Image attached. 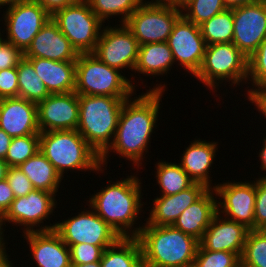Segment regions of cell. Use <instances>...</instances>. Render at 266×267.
Listing matches in <instances>:
<instances>
[{
  "mask_svg": "<svg viewBox=\"0 0 266 267\" xmlns=\"http://www.w3.org/2000/svg\"><path fill=\"white\" fill-rule=\"evenodd\" d=\"M153 87L138 97L134 96L135 99L132 97L124 102L113 142L100 156L101 167L108 163V154L112 151L132 161L138 169L142 165L153 129L157 127L161 97L166 91L165 83Z\"/></svg>",
  "mask_w": 266,
  "mask_h": 267,
  "instance_id": "obj_1",
  "label": "cell"
},
{
  "mask_svg": "<svg viewBox=\"0 0 266 267\" xmlns=\"http://www.w3.org/2000/svg\"><path fill=\"white\" fill-rule=\"evenodd\" d=\"M136 175H128L106 185L89 198L91 207L120 237H136L142 226L134 227L141 215V181ZM141 184V185H140ZM138 217V218H137ZM134 227V229H133Z\"/></svg>",
  "mask_w": 266,
  "mask_h": 267,
  "instance_id": "obj_2",
  "label": "cell"
},
{
  "mask_svg": "<svg viewBox=\"0 0 266 267\" xmlns=\"http://www.w3.org/2000/svg\"><path fill=\"white\" fill-rule=\"evenodd\" d=\"M136 238L144 267H193L199 240L172 225H142Z\"/></svg>",
  "mask_w": 266,
  "mask_h": 267,
  "instance_id": "obj_3",
  "label": "cell"
},
{
  "mask_svg": "<svg viewBox=\"0 0 266 267\" xmlns=\"http://www.w3.org/2000/svg\"><path fill=\"white\" fill-rule=\"evenodd\" d=\"M129 98L79 95L77 131L99 156L112 144L122 106Z\"/></svg>",
  "mask_w": 266,
  "mask_h": 267,
  "instance_id": "obj_4",
  "label": "cell"
},
{
  "mask_svg": "<svg viewBox=\"0 0 266 267\" xmlns=\"http://www.w3.org/2000/svg\"><path fill=\"white\" fill-rule=\"evenodd\" d=\"M40 151L64 178L69 171L88 170L103 173L100 156L77 130H54L40 133ZM100 171V172H99Z\"/></svg>",
  "mask_w": 266,
  "mask_h": 267,
  "instance_id": "obj_5",
  "label": "cell"
},
{
  "mask_svg": "<svg viewBox=\"0 0 266 267\" xmlns=\"http://www.w3.org/2000/svg\"><path fill=\"white\" fill-rule=\"evenodd\" d=\"M120 70L101 62L93 53L76 60L75 90L78 95L131 97L135 86Z\"/></svg>",
  "mask_w": 266,
  "mask_h": 267,
  "instance_id": "obj_6",
  "label": "cell"
},
{
  "mask_svg": "<svg viewBox=\"0 0 266 267\" xmlns=\"http://www.w3.org/2000/svg\"><path fill=\"white\" fill-rule=\"evenodd\" d=\"M194 77L212 91L219 89L225 80L238 87L241 82H247L248 58L233 42L206 46L203 62Z\"/></svg>",
  "mask_w": 266,
  "mask_h": 267,
  "instance_id": "obj_7",
  "label": "cell"
},
{
  "mask_svg": "<svg viewBox=\"0 0 266 267\" xmlns=\"http://www.w3.org/2000/svg\"><path fill=\"white\" fill-rule=\"evenodd\" d=\"M51 18L78 54L93 53L103 22L94 14L86 0H76L73 4L56 10Z\"/></svg>",
  "mask_w": 266,
  "mask_h": 267,
  "instance_id": "obj_8",
  "label": "cell"
},
{
  "mask_svg": "<svg viewBox=\"0 0 266 267\" xmlns=\"http://www.w3.org/2000/svg\"><path fill=\"white\" fill-rule=\"evenodd\" d=\"M181 16V10L167 3L143 2L124 24L139 45L167 42Z\"/></svg>",
  "mask_w": 266,
  "mask_h": 267,
  "instance_id": "obj_9",
  "label": "cell"
},
{
  "mask_svg": "<svg viewBox=\"0 0 266 267\" xmlns=\"http://www.w3.org/2000/svg\"><path fill=\"white\" fill-rule=\"evenodd\" d=\"M6 7L2 17L7 32L5 41L24 53L51 14L33 0L20 1Z\"/></svg>",
  "mask_w": 266,
  "mask_h": 267,
  "instance_id": "obj_10",
  "label": "cell"
},
{
  "mask_svg": "<svg viewBox=\"0 0 266 267\" xmlns=\"http://www.w3.org/2000/svg\"><path fill=\"white\" fill-rule=\"evenodd\" d=\"M55 196L54 193L34 189L26 196L15 198L2 217L3 224L6 226L5 223L9 222L16 226H24L23 233L55 230L56 223L42 226L43 221L48 220L54 213L57 204Z\"/></svg>",
  "mask_w": 266,
  "mask_h": 267,
  "instance_id": "obj_11",
  "label": "cell"
},
{
  "mask_svg": "<svg viewBox=\"0 0 266 267\" xmlns=\"http://www.w3.org/2000/svg\"><path fill=\"white\" fill-rule=\"evenodd\" d=\"M90 210V211H89ZM76 216L57 222L55 231L70 247L89 243L95 246H112L121 237L92 208Z\"/></svg>",
  "mask_w": 266,
  "mask_h": 267,
  "instance_id": "obj_12",
  "label": "cell"
},
{
  "mask_svg": "<svg viewBox=\"0 0 266 267\" xmlns=\"http://www.w3.org/2000/svg\"><path fill=\"white\" fill-rule=\"evenodd\" d=\"M233 9L232 42L249 58L266 38V0H246Z\"/></svg>",
  "mask_w": 266,
  "mask_h": 267,
  "instance_id": "obj_13",
  "label": "cell"
},
{
  "mask_svg": "<svg viewBox=\"0 0 266 267\" xmlns=\"http://www.w3.org/2000/svg\"><path fill=\"white\" fill-rule=\"evenodd\" d=\"M113 27V28H112ZM93 54L103 63L118 70H134L139 52V43L125 24L106 28L103 25Z\"/></svg>",
  "mask_w": 266,
  "mask_h": 267,
  "instance_id": "obj_14",
  "label": "cell"
},
{
  "mask_svg": "<svg viewBox=\"0 0 266 267\" xmlns=\"http://www.w3.org/2000/svg\"><path fill=\"white\" fill-rule=\"evenodd\" d=\"M214 185L218 199L221 198L217 201L218 213L223 214L228 220L244 224L250 230H254L256 180L254 182L234 180L233 183L230 181Z\"/></svg>",
  "mask_w": 266,
  "mask_h": 267,
  "instance_id": "obj_15",
  "label": "cell"
},
{
  "mask_svg": "<svg viewBox=\"0 0 266 267\" xmlns=\"http://www.w3.org/2000/svg\"><path fill=\"white\" fill-rule=\"evenodd\" d=\"M174 61L195 76L203 62L206 43L198 25L181 16L167 39Z\"/></svg>",
  "mask_w": 266,
  "mask_h": 267,
  "instance_id": "obj_16",
  "label": "cell"
},
{
  "mask_svg": "<svg viewBox=\"0 0 266 267\" xmlns=\"http://www.w3.org/2000/svg\"><path fill=\"white\" fill-rule=\"evenodd\" d=\"M40 133L54 130H77L79 95L76 92L50 94L37 104Z\"/></svg>",
  "mask_w": 266,
  "mask_h": 267,
  "instance_id": "obj_17",
  "label": "cell"
},
{
  "mask_svg": "<svg viewBox=\"0 0 266 267\" xmlns=\"http://www.w3.org/2000/svg\"><path fill=\"white\" fill-rule=\"evenodd\" d=\"M0 128L12 138L40 134L37 104L21 97L0 99Z\"/></svg>",
  "mask_w": 266,
  "mask_h": 267,
  "instance_id": "obj_18",
  "label": "cell"
},
{
  "mask_svg": "<svg viewBox=\"0 0 266 267\" xmlns=\"http://www.w3.org/2000/svg\"><path fill=\"white\" fill-rule=\"evenodd\" d=\"M78 55L52 18L35 35L30 46L23 53L25 58H44L54 61H76Z\"/></svg>",
  "mask_w": 266,
  "mask_h": 267,
  "instance_id": "obj_19",
  "label": "cell"
},
{
  "mask_svg": "<svg viewBox=\"0 0 266 267\" xmlns=\"http://www.w3.org/2000/svg\"><path fill=\"white\" fill-rule=\"evenodd\" d=\"M249 230L244 224L223 218L217 213L199 244L205 250L228 251L241 257Z\"/></svg>",
  "mask_w": 266,
  "mask_h": 267,
  "instance_id": "obj_20",
  "label": "cell"
},
{
  "mask_svg": "<svg viewBox=\"0 0 266 267\" xmlns=\"http://www.w3.org/2000/svg\"><path fill=\"white\" fill-rule=\"evenodd\" d=\"M22 236L38 267H72L70 249L55 230L27 232Z\"/></svg>",
  "mask_w": 266,
  "mask_h": 267,
  "instance_id": "obj_21",
  "label": "cell"
},
{
  "mask_svg": "<svg viewBox=\"0 0 266 267\" xmlns=\"http://www.w3.org/2000/svg\"><path fill=\"white\" fill-rule=\"evenodd\" d=\"M208 188L201 183H194L188 189L174 195H160L153 200V207L143 225L171 226L179 215L196 200H198Z\"/></svg>",
  "mask_w": 266,
  "mask_h": 267,
  "instance_id": "obj_22",
  "label": "cell"
},
{
  "mask_svg": "<svg viewBox=\"0 0 266 267\" xmlns=\"http://www.w3.org/2000/svg\"><path fill=\"white\" fill-rule=\"evenodd\" d=\"M214 192V188L208 189L179 215L172 226L200 241L205 230L218 213V200L217 196L214 197L216 195Z\"/></svg>",
  "mask_w": 266,
  "mask_h": 267,
  "instance_id": "obj_23",
  "label": "cell"
},
{
  "mask_svg": "<svg viewBox=\"0 0 266 267\" xmlns=\"http://www.w3.org/2000/svg\"><path fill=\"white\" fill-rule=\"evenodd\" d=\"M26 59L33 65L49 94H64L75 90L76 61Z\"/></svg>",
  "mask_w": 266,
  "mask_h": 267,
  "instance_id": "obj_24",
  "label": "cell"
},
{
  "mask_svg": "<svg viewBox=\"0 0 266 267\" xmlns=\"http://www.w3.org/2000/svg\"><path fill=\"white\" fill-rule=\"evenodd\" d=\"M191 142L182 154L179 164L195 183L204 184L208 189H212L209 169L215 160L218 144L201 139Z\"/></svg>",
  "mask_w": 266,
  "mask_h": 267,
  "instance_id": "obj_25",
  "label": "cell"
},
{
  "mask_svg": "<svg viewBox=\"0 0 266 267\" xmlns=\"http://www.w3.org/2000/svg\"><path fill=\"white\" fill-rule=\"evenodd\" d=\"M175 64L172 51L167 42L143 44L139 47L134 71L147 76L166 74Z\"/></svg>",
  "mask_w": 266,
  "mask_h": 267,
  "instance_id": "obj_26",
  "label": "cell"
},
{
  "mask_svg": "<svg viewBox=\"0 0 266 267\" xmlns=\"http://www.w3.org/2000/svg\"><path fill=\"white\" fill-rule=\"evenodd\" d=\"M19 168L31 181L34 189L57 195L63 178L40 150L22 163Z\"/></svg>",
  "mask_w": 266,
  "mask_h": 267,
  "instance_id": "obj_27",
  "label": "cell"
},
{
  "mask_svg": "<svg viewBox=\"0 0 266 267\" xmlns=\"http://www.w3.org/2000/svg\"><path fill=\"white\" fill-rule=\"evenodd\" d=\"M101 267H144L142 251L136 237H121L102 254Z\"/></svg>",
  "mask_w": 266,
  "mask_h": 267,
  "instance_id": "obj_28",
  "label": "cell"
},
{
  "mask_svg": "<svg viewBox=\"0 0 266 267\" xmlns=\"http://www.w3.org/2000/svg\"><path fill=\"white\" fill-rule=\"evenodd\" d=\"M156 179L161 195H174L191 187L195 182L178 163L156 162Z\"/></svg>",
  "mask_w": 266,
  "mask_h": 267,
  "instance_id": "obj_29",
  "label": "cell"
},
{
  "mask_svg": "<svg viewBox=\"0 0 266 267\" xmlns=\"http://www.w3.org/2000/svg\"><path fill=\"white\" fill-rule=\"evenodd\" d=\"M19 97L38 104L50 94L33 65L23 57L17 65Z\"/></svg>",
  "mask_w": 266,
  "mask_h": 267,
  "instance_id": "obj_30",
  "label": "cell"
},
{
  "mask_svg": "<svg viewBox=\"0 0 266 267\" xmlns=\"http://www.w3.org/2000/svg\"><path fill=\"white\" fill-rule=\"evenodd\" d=\"M233 26V9L231 7L199 25L201 35L207 46L218 43H232Z\"/></svg>",
  "mask_w": 266,
  "mask_h": 267,
  "instance_id": "obj_31",
  "label": "cell"
},
{
  "mask_svg": "<svg viewBox=\"0 0 266 267\" xmlns=\"http://www.w3.org/2000/svg\"><path fill=\"white\" fill-rule=\"evenodd\" d=\"M94 14L103 22L119 16L121 24L143 3L142 0H86ZM121 16V18H120Z\"/></svg>",
  "mask_w": 266,
  "mask_h": 267,
  "instance_id": "obj_32",
  "label": "cell"
},
{
  "mask_svg": "<svg viewBox=\"0 0 266 267\" xmlns=\"http://www.w3.org/2000/svg\"><path fill=\"white\" fill-rule=\"evenodd\" d=\"M40 150V134L12 138L5 161L9 167H19Z\"/></svg>",
  "mask_w": 266,
  "mask_h": 267,
  "instance_id": "obj_33",
  "label": "cell"
},
{
  "mask_svg": "<svg viewBox=\"0 0 266 267\" xmlns=\"http://www.w3.org/2000/svg\"><path fill=\"white\" fill-rule=\"evenodd\" d=\"M227 8L225 0H193L182 9V16L199 26Z\"/></svg>",
  "mask_w": 266,
  "mask_h": 267,
  "instance_id": "obj_34",
  "label": "cell"
},
{
  "mask_svg": "<svg viewBox=\"0 0 266 267\" xmlns=\"http://www.w3.org/2000/svg\"><path fill=\"white\" fill-rule=\"evenodd\" d=\"M240 265L266 267V237L258 230H249Z\"/></svg>",
  "mask_w": 266,
  "mask_h": 267,
  "instance_id": "obj_35",
  "label": "cell"
},
{
  "mask_svg": "<svg viewBox=\"0 0 266 267\" xmlns=\"http://www.w3.org/2000/svg\"><path fill=\"white\" fill-rule=\"evenodd\" d=\"M240 263L241 258L237 253L209 251L199 244L193 267H239Z\"/></svg>",
  "mask_w": 266,
  "mask_h": 267,
  "instance_id": "obj_36",
  "label": "cell"
},
{
  "mask_svg": "<svg viewBox=\"0 0 266 267\" xmlns=\"http://www.w3.org/2000/svg\"><path fill=\"white\" fill-rule=\"evenodd\" d=\"M248 80L252 82L253 89H248L247 97L255 89L266 86V38L248 58Z\"/></svg>",
  "mask_w": 266,
  "mask_h": 267,
  "instance_id": "obj_37",
  "label": "cell"
},
{
  "mask_svg": "<svg viewBox=\"0 0 266 267\" xmlns=\"http://www.w3.org/2000/svg\"><path fill=\"white\" fill-rule=\"evenodd\" d=\"M107 247L110 246H95L89 243L71 245L69 247L71 264L80 265L98 262Z\"/></svg>",
  "mask_w": 266,
  "mask_h": 267,
  "instance_id": "obj_38",
  "label": "cell"
},
{
  "mask_svg": "<svg viewBox=\"0 0 266 267\" xmlns=\"http://www.w3.org/2000/svg\"><path fill=\"white\" fill-rule=\"evenodd\" d=\"M6 180L13 190L15 198L26 196L29 192L34 190L31 181L19 167H9Z\"/></svg>",
  "mask_w": 266,
  "mask_h": 267,
  "instance_id": "obj_39",
  "label": "cell"
},
{
  "mask_svg": "<svg viewBox=\"0 0 266 267\" xmlns=\"http://www.w3.org/2000/svg\"><path fill=\"white\" fill-rule=\"evenodd\" d=\"M266 224V177L256 179L254 230Z\"/></svg>",
  "mask_w": 266,
  "mask_h": 267,
  "instance_id": "obj_40",
  "label": "cell"
},
{
  "mask_svg": "<svg viewBox=\"0 0 266 267\" xmlns=\"http://www.w3.org/2000/svg\"><path fill=\"white\" fill-rule=\"evenodd\" d=\"M19 97L17 67L0 70V99Z\"/></svg>",
  "mask_w": 266,
  "mask_h": 267,
  "instance_id": "obj_41",
  "label": "cell"
},
{
  "mask_svg": "<svg viewBox=\"0 0 266 267\" xmlns=\"http://www.w3.org/2000/svg\"><path fill=\"white\" fill-rule=\"evenodd\" d=\"M0 33V70L17 67L23 58V53L14 45H11L2 38Z\"/></svg>",
  "mask_w": 266,
  "mask_h": 267,
  "instance_id": "obj_42",
  "label": "cell"
},
{
  "mask_svg": "<svg viewBox=\"0 0 266 267\" xmlns=\"http://www.w3.org/2000/svg\"><path fill=\"white\" fill-rule=\"evenodd\" d=\"M15 199L13 190L6 179L0 181V215L3 217Z\"/></svg>",
  "mask_w": 266,
  "mask_h": 267,
  "instance_id": "obj_43",
  "label": "cell"
},
{
  "mask_svg": "<svg viewBox=\"0 0 266 267\" xmlns=\"http://www.w3.org/2000/svg\"><path fill=\"white\" fill-rule=\"evenodd\" d=\"M248 101H250L254 106H256L259 113H261L266 118V86L255 89L249 96Z\"/></svg>",
  "mask_w": 266,
  "mask_h": 267,
  "instance_id": "obj_44",
  "label": "cell"
},
{
  "mask_svg": "<svg viewBox=\"0 0 266 267\" xmlns=\"http://www.w3.org/2000/svg\"><path fill=\"white\" fill-rule=\"evenodd\" d=\"M45 8L51 15L58 9L73 4L76 0H33Z\"/></svg>",
  "mask_w": 266,
  "mask_h": 267,
  "instance_id": "obj_45",
  "label": "cell"
},
{
  "mask_svg": "<svg viewBox=\"0 0 266 267\" xmlns=\"http://www.w3.org/2000/svg\"><path fill=\"white\" fill-rule=\"evenodd\" d=\"M12 137H10L3 129L0 128V158L5 159Z\"/></svg>",
  "mask_w": 266,
  "mask_h": 267,
  "instance_id": "obj_46",
  "label": "cell"
},
{
  "mask_svg": "<svg viewBox=\"0 0 266 267\" xmlns=\"http://www.w3.org/2000/svg\"><path fill=\"white\" fill-rule=\"evenodd\" d=\"M263 142H262V148L259 150L260 152H259V156L258 157H260V159L259 160H261L260 162H261V166H260V168L262 169V171L264 170V171H266V136L263 138V140H262Z\"/></svg>",
  "mask_w": 266,
  "mask_h": 267,
  "instance_id": "obj_47",
  "label": "cell"
},
{
  "mask_svg": "<svg viewBox=\"0 0 266 267\" xmlns=\"http://www.w3.org/2000/svg\"><path fill=\"white\" fill-rule=\"evenodd\" d=\"M193 0H167L165 3L171 5L172 7L179 9L182 11V9L188 5Z\"/></svg>",
  "mask_w": 266,
  "mask_h": 267,
  "instance_id": "obj_48",
  "label": "cell"
},
{
  "mask_svg": "<svg viewBox=\"0 0 266 267\" xmlns=\"http://www.w3.org/2000/svg\"><path fill=\"white\" fill-rule=\"evenodd\" d=\"M3 231H5V229H3V218H2V216L0 215V253H2V252H5L6 251V247H7V245H6V243H5V238H4V232ZM3 234V235H2ZM6 245V246H5Z\"/></svg>",
  "mask_w": 266,
  "mask_h": 267,
  "instance_id": "obj_49",
  "label": "cell"
},
{
  "mask_svg": "<svg viewBox=\"0 0 266 267\" xmlns=\"http://www.w3.org/2000/svg\"><path fill=\"white\" fill-rule=\"evenodd\" d=\"M7 254V251L0 253V267H13V263L9 260L10 258Z\"/></svg>",
  "mask_w": 266,
  "mask_h": 267,
  "instance_id": "obj_50",
  "label": "cell"
},
{
  "mask_svg": "<svg viewBox=\"0 0 266 267\" xmlns=\"http://www.w3.org/2000/svg\"><path fill=\"white\" fill-rule=\"evenodd\" d=\"M8 168L9 166L6 161L0 158V181L6 179Z\"/></svg>",
  "mask_w": 266,
  "mask_h": 267,
  "instance_id": "obj_51",
  "label": "cell"
},
{
  "mask_svg": "<svg viewBox=\"0 0 266 267\" xmlns=\"http://www.w3.org/2000/svg\"><path fill=\"white\" fill-rule=\"evenodd\" d=\"M20 1H24V0H0V8H2L1 6H11L13 4H16L17 2H20Z\"/></svg>",
  "mask_w": 266,
  "mask_h": 267,
  "instance_id": "obj_52",
  "label": "cell"
},
{
  "mask_svg": "<svg viewBox=\"0 0 266 267\" xmlns=\"http://www.w3.org/2000/svg\"><path fill=\"white\" fill-rule=\"evenodd\" d=\"M72 267H101L100 261L88 264L72 265Z\"/></svg>",
  "mask_w": 266,
  "mask_h": 267,
  "instance_id": "obj_53",
  "label": "cell"
},
{
  "mask_svg": "<svg viewBox=\"0 0 266 267\" xmlns=\"http://www.w3.org/2000/svg\"><path fill=\"white\" fill-rule=\"evenodd\" d=\"M246 0H225L226 4L231 7V6H235V5H239L242 2H245Z\"/></svg>",
  "mask_w": 266,
  "mask_h": 267,
  "instance_id": "obj_54",
  "label": "cell"
},
{
  "mask_svg": "<svg viewBox=\"0 0 266 267\" xmlns=\"http://www.w3.org/2000/svg\"><path fill=\"white\" fill-rule=\"evenodd\" d=\"M258 231L260 233H262L265 237H266V224H264L263 226H261Z\"/></svg>",
  "mask_w": 266,
  "mask_h": 267,
  "instance_id": "obj_55",
  "label": "cell"
},
{
  "mask_svg": "<svg viewBox=\"0 0 266 267\" xmlns=\"http://www.w3.org/2000/svg\"><path fill=\"white\" fill-rule=\"evenodd\" d=\"M167 0H151L150 2H156V3H165ZM142 2H149V0L148 1H144V0H142Z\"/></svg>",
  "mask_w": 266,
  "mask_h": 267,
  "instance_id": "obj_56",
  "label": "cell"
},
{
  "mask_svg": "<svg viewBox=\"0 0 266 267\" xmlns=\"http://www.w3.org/2000/svg\"><path fill=\"white\" fill-rule=\"evenodd\" d=\"M239 267H250V266L240 265Z\"/></svg>",
  "mask_w": 266,
  "mask_h": 267,
  "instance_id": "obj_57",
  "label": "cell"
}]
</instances>
